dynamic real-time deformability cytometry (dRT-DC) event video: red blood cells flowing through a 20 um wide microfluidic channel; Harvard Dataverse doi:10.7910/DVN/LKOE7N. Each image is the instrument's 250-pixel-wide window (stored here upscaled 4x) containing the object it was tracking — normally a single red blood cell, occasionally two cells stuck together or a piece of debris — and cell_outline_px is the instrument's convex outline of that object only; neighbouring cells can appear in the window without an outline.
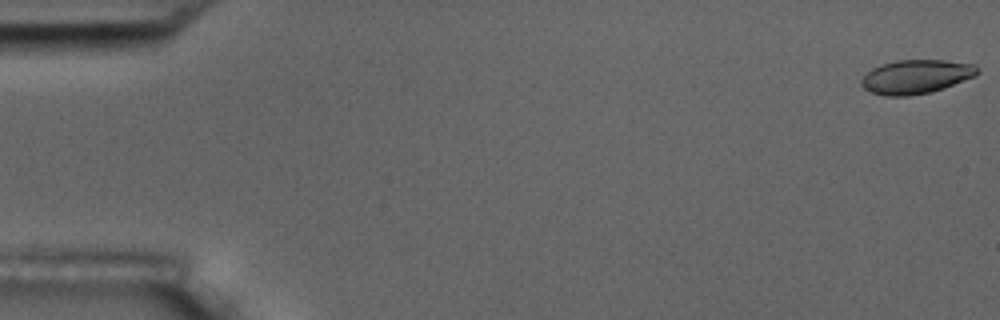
{"species": "common noctule bat (a hibernating species)", "species_latin": "Nyctalus noctula", "temperature_condition": "room temperature", "stored_images_in_passage": 57, "camera_frame_rate_fps": 3000, "um_per_image_px": 0.085, "animal": {"sex": "male", "body_mass_g": 17.5, "forearm_length_mm": 52.3}, "frame": {"image": 1, "passage_image": 1, "time_ms": 0.0, "image_size_px": [1000, 320], "cell_outline_px": [[980, 72], [976, 76], [944, 88], [928, 92], [908, 96], [884, 96], [868, 92], [860, 84], [860, 80], [872, 68], [880, 64], [896, 60], [944, 60], [976, 64], [980, 68]], "centroid_in_image_um": [77.87, 6.51], "position_along_channel_um": 7.1, "area_um2": 23.24}}
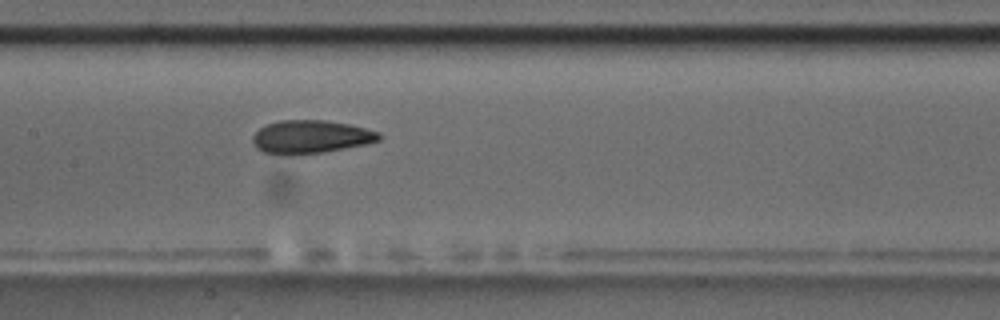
{"frame": {"image": 2, "passage_image": 28, "time_ms": 9.0, "image_size_px": [1000, 320], "cell_outline_px": [[384, 136], [380, 140], [368, 144], [324, 152], [292, 156], [288, 156], [264, 152], [256, 148], [252, 140], [252, 136], [260, 128], [268, 124], [280, 120], [324, 120], [348, 124], [380, 132]], "centroid_in_image_um": [26.43, 11.65], "position_along_channel_um": 181.0, "area_um2": 24.74}}
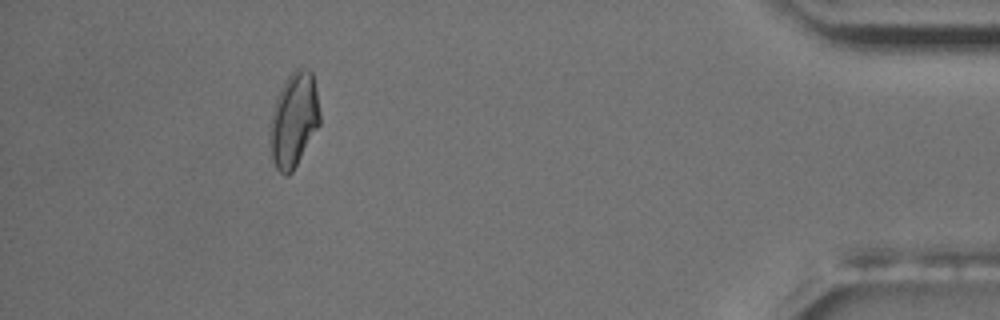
{"frame": {"image": 3, "passage_image": 52, "time_ms": 17.0, "image_size_px": [1000, 320], "cell_outline_px": [[320, 124], [292, 172], [288, 176], [284, 176], [276, 168], [272, 156], [268, 140], [268, 132], [272, 112], [276, 96], [284, 80], [296, 68], [308, 68], [312, 72], [316, 88], [320, 112]], "centroid_in_image_um": [24.96, 10.17], "position_along_channel_um": 410.2, "area_um2": 27.8}, "authors_computed_cell_mechanics": {"area_um2": 24.276, "velocity_mm_per_s": 3.5669, "shape_relaxation_time_tau1_ms": 9.1552, "shape_relaxation_time_tau2_ms": 2.6605, "deformation_change_tau1": 0.1639, "deformation_change_tau2": 0.0866}}